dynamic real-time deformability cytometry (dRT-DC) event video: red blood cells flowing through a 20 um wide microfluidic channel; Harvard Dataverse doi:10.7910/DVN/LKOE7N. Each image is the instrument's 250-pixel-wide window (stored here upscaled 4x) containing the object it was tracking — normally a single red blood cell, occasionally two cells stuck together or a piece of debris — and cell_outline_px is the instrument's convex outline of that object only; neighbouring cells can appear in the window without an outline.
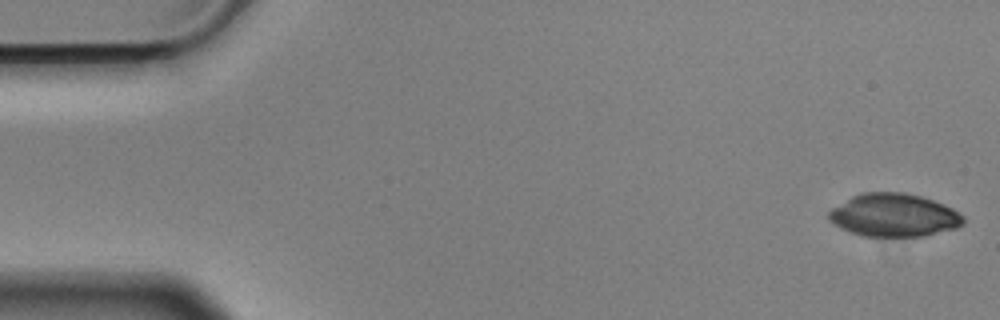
{"species": "Egyptian fruit bat (a non-hibernating species)", "species_latin": "Rousettus aegyptiacus", "temperature_condition": "cold", "stored_images_in_passage": 55, "camera_frame_rate_fps": 3000, "um_per_image_px": 0.085, "animal": {"sex": "male"}, "frame": {"image": 1, "passage_image": 1, "time_ms": 0.0, "image_size_px": [1000, 320], "cell_outline_px": [[964, 224], [956, 228], [924, 236], [864, 236], [840, 228], [828, 220], [828, 212], [832, 208], [852, 196], [860, 192], [904, 192], [920, 196], [944, 204], [952, 208], [964, 216]], "centroid_in_image_um": [75.98, 18.28], "position_along_channel_um": 9.0, "area_um2": 33.76}}